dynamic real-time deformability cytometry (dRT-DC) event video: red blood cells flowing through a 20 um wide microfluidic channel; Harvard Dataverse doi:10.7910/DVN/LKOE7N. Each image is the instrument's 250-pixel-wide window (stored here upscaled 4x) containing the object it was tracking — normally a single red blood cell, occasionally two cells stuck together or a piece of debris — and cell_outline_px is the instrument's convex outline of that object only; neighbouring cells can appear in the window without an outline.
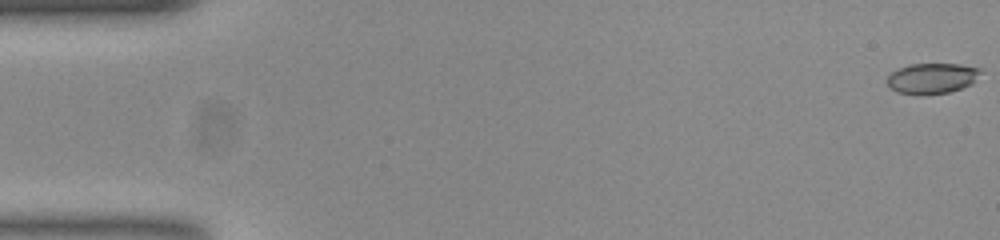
{"species": "common noctule bat (a hibernating species)", "species_latin": "Nyctalus noctula", "temperature_condition": "room temperature", "stored_images_in_passage": 48, "camera_frame_rate_fps": 3000, "um_per_image_px": 0.085, "animal": {"sex": "female", "body_mass_g": 23.0, "forearm_length_mm": 53.4}, "frame": {"image": 1, "passage_image": 1, "time_ms": 0.0, "image_size_px": [1000, 240], "cell_outline_px": [[980, 72], [972, 84], [948, 92], [920, 96], [916, 96], [896, 92], [888, 88], [888, 76], [892, 72], [908, 64], [960, 64], [980, 68]], "centroid_in_image_um": [79.17, 6.68], "position_along_channel_um": 5.8, "area_um2": 16.76}}
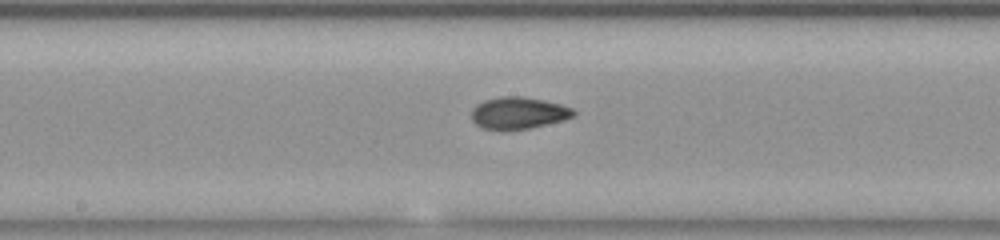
{"frame": {"image": 2, "passage_image": 28, "time_ms": 9.0, "image_size_px": [1000, 240], "cell_outline_px": [[576, 116], [564, 120], [528, 128], [500, 132], [480, 128], [472, 120], [472, 108], [476, 104], [484, 100], [500, 96], [524, 96], [544, 100], [560, 104], [572, 108], [576, 112]], "centroid_in_image_um": [44.03, 9.62], "position_along_channel_um": 204.2, "area_um2": 19.48}}
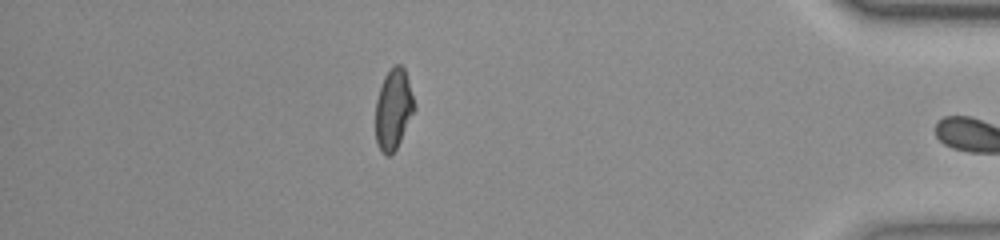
{"frame": {"image": 3, "passage_image": 47, "time_ms": 15.333, "image_size_px": [1000, 240], "cell_outline_px": [[416, 108], [396, 148], [388, 156], [380, 148], [376, 140], [376, 100], [380, 84], [384, 76], [392, 64], [400, 64], [404, 68], [408, 80]], "centroid_in_image_um": [33.43, 9.21], "position_along_channel_um": 401.8, "area_um2": 18.03}, "authors_computed_cell_mechanics": {"area_um2": 18.5827, "velocity_mm_per_s": 3.8458, "shape_relaxation_time_tau1_ms": 4.447, "shape_relaxation_time_tau2_ms": 2.0271, "deformation_change_tau1": 0.1533, "deformation_change_tau2": 0.0663}}